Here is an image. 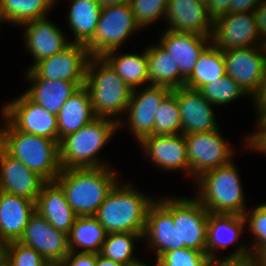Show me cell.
<instances>
[{
  "label": "cell",
  "mask_w": 266,
  "mask_h": 266,
  "mask_svg": "<svg viewBox=\"0 0 266 266\" xmlns=\"http://www.w3.org/2000/svg\"><path fill=\"white\" fill-rule=\"evenodd\" d=\"M3 21L2 15L0 14V23Z\"/></svg>",
  "instance_id": "9f6ffc18"
},
{
  "label": "cell",
  "mask_w": 266,
  "mask_h": 266,
  "mask_svg": "<svg viewBox=\"0 0 266 266\" xmlns=\"http://www.w3.org/2000/svg\"><path fill=\"white\" fill-rule=\"evenodd\" d=\"M198 91L213 105H224L246 95L243 89L227 74L202 86Z\"/></svg>",
  "instance_id": "d590c367"
},
{
  "label": "cell",
  "mask_w": 266,
  "mask_h": 266,
  "mask_svg": "<svg viewBox=\"0 0 266 266\" xmlns=\"http://www.w3.org/2000/svg\"><path fill=\"white\" fill-rule=\"evenodd\" d=\"M7 261L10 266H50L39 252L19 241L9 242Z\"/></svg>",
  "instance_id": "ab89813d"
},
{
  "label": "cell",
  "mask_w": 266,
  "mask_h": 266,
  "mask_svg": "<svg viewBox=\"0 0 266 266\" xmlns=\"http://www.w3.org/2000/svg\"><path fill=\"white\" fill-rule=\"evenodd\" d=\"M1 112L16 130L58 141L57 115L48 112L25 93L9 102Z\"/></svg>",
  "instance_id": "9c48e42d"
},
{
  "label": "cell",
  "mask_w": 266,
  "mask_h": 266,
  "mask_svg": "<svg viewBox=\"0 0 266 266\" xmlns=\"http://www.w3.org/2000/svg\"><path fill=\"white\" fill-rule=\"evenodd\" d=\"M95 118L97 117L92 108L89 91L82 86L67 99L57 114L58 142L91 123Z\"/></svg>",
  "instance_id": "484cf974"
},
{
  "label": "cell",
  "mask_w": 266,
  "mask_h": 266,
  "mask_svg": "<svg viewBox=\"0 0 266 266\" xmlns=\"http://www.w3.org/2000/svg\"><path fill=\"white\" fill-rule=\"evenodd\" d=\"M223 56L226 74L246 94L252 95L255 101L261 95L266 79L265 45L257 44L254 47L226 50L223 51Z\"/></svg>",
  "instance_id": "ba28073f"
},
{
  "label": "cell",
  "mask_w": 266,
  "mask_h": 266,
  "mask_svg": "<svg viewBox=\"0 0 266 266\" xmlns=\"http://www.w3.org/2000/svg\"><path fill=\"white\" fill-rule=\"evenodd\" d=\"M131 0H99L102 7L128 4Z\"/></svg>",
  "instance_id": "f907efd6"
},
{
  "label": "cell",
  "mask_w": 266,
  "mask_h": 266,
  "mask_svg": "<svg viewBox=\"0 0 266 266\" xmlns=\"http://www.w3.org/2000/svg\"><path fill=\"white\" fill-rule=\"evenodd\" d=\"M110 118H95L78 131L67 135L59 142V159L62 169L99 168L107 165L96 158L98 152L110 140L122 121Z\"/></svg>",
  "instance_id": "277c9868"
},
{
  "label": "cell",
  "mask_w": 266,
  "mask_h": 266,
  "mask_svg": "<svg viewBox=\"0 0 266 266\" xmlns=\"http://www.w3.org/2000/svg\"><path fill=\"white\" fill-rule=\"evenodd\" d=\"M257 22V29L259 32V36L263 38L261 39L262 44L266 43V1L262 0L259 6L254 10Z\"/></svg>",
  "instance_id": "f6af8a7d"
},
{
  "label": "cell",
  "mask_w": 266,
  "mask_h": 266,
  "mask_svg": "<svg viewBox=\"0 0 266 266\" xmlns=\"http://www.w3.org/2000/svg\"><path fill=\"white\" fill-rule=\"evenodd\" d=\"M143 238H147L157 257L165 252L179 249L178 228L172 218V199L155 201L147 212Z\"/></svg>",
  "instance_id": "9a60e30c"
},
{
  "label": "cell",
  "mask_w": 266,
  "mask_h": 266,
  "mask_svg": "<svg viewBox=\"0 0 266 266\" xmlns=\"http://www.w3.org/2000/svg\"><path fill=\"white\" fill-rule=\"evenodd\" d=\"M199 3H202V4H204V5H208V1L209 0H197Z\"/></svg>",
  "instance_id": "db71d44e"
},
{
  "label": "cell",
  "mask_w": 266,
  "mask_h": 266,
  "mask_svg": "<svg viewBox=\"0 0 266 266\" xmlns=\"http://www.w3.org/2000/svg\"><path fill=\"white\" fill-rule=\"evenodd\" d=\"M90 57L85 45L70 42L62 51L38 61L31 70L39 78L72 81L82 87L85 85Z\"/></svg>",
  "instance_id": "7c38bea8"
},
{
  "label": "cell",
  "mask_w": 266,
  "mask_h": 266,
  "mask_svg": "<svg viewBox=\"0 0 266 266\" xmlns=\"http://www.w3.org/2000/svg\"><path fill=\"white\" fill-rule=\"evenodd\" d=\"M146 50L149 86H165L171 90L184 87L185 79L177 63L161 45L150 46Z\"/></svg>",
  "instance_id": "83f0119b"
},
{
  "label": "cell",
  "mask_w": 266,
  "mask_h": 266,
  "mask_svg": "<svg viewBox=\"0 0 266 266\" xmlns=\"http://www.w3.org/2000/svg\"><path fill=\"white\" fill-rule=\"evenodd\" d=\"M142 91L138 94L136 89L132 90L127 108L129 128L138 139V143L144 137L154 134L156 110L172 90L165 86L151 85Z\"/></svg>",
  "instance_id": "2e32d148"
},
{
  "label": "cell",
  "mask_w": 266,
  "mask_h": 266,
  "mask_svg": "<svg viewBox=\"0 0 266 266\" xmlns=\"http://www.w3.org/2000/svg\"><path fill=\"white\" fill-rule=\"evenodd\" d=\"M179 106L182 133H202L218 129L210 103L198 90L179 87L171 91Z\"/></svg>",
  "instance_id": "e0dca14e"
},
{
  "label": "cell",
  "mask_w": 266,
  "mask_h": 266,
  "mask_svg": "<svg viewBox=\"0 0 266 266\" xmlns=\"http://www.w3.org/2000/svg\"><path fill=\"white\" fill-rule=\"evenodd\" d=\"M155 165L167 170L186 169L190 175L186 138L183 133L174 135H150L139 142Z\"/></svg>",
  "instance_id": "ffe728a7"
},
{
  "label": "cell",
  "mask_w": 266,
  "mask_h": 266,
  "mask_svg": "<svg viewBox=\"0 0 266 266\" xmlns=\"http://www.w3.org/2000/svg\"><path fill=\"white\" fill-rule=\"evenodd\" d=\"M255 105L259 113L257 131H266V102H256Z\"/></svg>",
  "instance_id": "7dc6e473"
},
{
  "label": "cell",
  "mask_w": 266,
  "mask_h": 266,
  "mask_svg": "<svg viewBox=\"0 0 266 266\" xmlns=\"http://www.w3.org/2000/svg\"><path fill=\"white\" fill-rule=\"evenodd\" d=\"M139 238H143L140 233H108L99 254L115 262L130 266L139 261L132 254L134 252L133 241Z\"/></svg>",
  "instance_id": "836d02e7"
},
{
  "label": "cell",
  "mask_w": 266,
  "mask_h": 266,
  "mask_svg": "<svg viewBox=\"0 0 266 266\" xmlns=\"http://www.w3.org/2000/svg\"><path fill=\"white\" fill-rule=\"evenodd\" d=\"M8 244V241L0 238V264L7 260Z\"/></svg>",
  "instance_id": "681fc988"
},
{
  "label": "cell",
  "mask_w": 266,
  "mask_h": 266,
  "mask_svg": "<svg viewBox=\"0 0 266 266\" xmlns=\"http://www.w3.org/2000/svg\"><path fill=\"white\" fill-rule=\"evenodd\" d=\"M209 260L206 252L187 248L165 252L156 259L159 266H208Z\"/></svg>",
  "instance_id": "8d00e7d4"
},
{
  "label": "cell",
  "mask_w": 266,
  "mask_h": 266,
  "mask_svg": "<svg viewBox=\"0 0 266 266\" xmlns=\"http://www.w3.org/2000/svg\"><path fill=\"white\" fill-rule=\"evenodd\" d=\"M26 78L34 83L32 88L27 90L25 94L32 101L54 115L59 113L67 99L80 88L72 81L39 78L30 68L27 71Z\"/></svg>",
  "instance_id": "d4e9b609"
},
{
  "label": "cell",
  "mask_w": 266,
  "mask_h": 266,
  "mask_svg": "<svg viewBox=\"0 0 266 266\" xmlns=\"http://www.w3.org/2000/svg\"><path fill=\"white\" fill-rule=\"evenodd\" d=\"M96 266H126V265L105 258L104 256L98 253L96 254Z\"/></svg>",
  "instance_id": "c3c4849f"
},
{
  "label": "cell",
  "mask_w": 266,
  "mask_h": 266,
  "mask_svg": "<svg viewBox=\"0 0 266 266\" xmlns=\"http://www.w3.org/2000/svg\"><path fill=\"white\" fill-rule=\"evenodd\" d=\"M232 161L224 166L203 172L198 181L196 198L210 213L245 214L241 181Z\"/></svg>",
  "instance_id": "8992f818"
},
{
  "label": "cell",
  "mask_w": 266,
  "mask_h": 266,
  "mask_svg": "<svg viewBox=\"0 0 266 266\" xmlns=\"http://www.w3.org/2000/svg\"><path fill=\"white\" fill-rule=\"evenodd\" d=\"M55 0H0V14L4 21L23 25L47 17Z\"/></svg>",
  "instance_id": "d6a6232c"
},
{
  "label": "cell",
  "mask_w": 266,
  "mask_h": 266,
  "mask_svg": "<svg viewBox=\"0 0 266 266\" xmlns=\"http://www.w3.org/2000/svg\"><path fill=\"white\" fill-rule=\"evenodd\" d=\"M18 241L34 248L50 265H58L70 253L68 234L55 229L36 211Z\"/></svg>",
  "instance_id": "5bb4252c"
},
{
  "label": "cell",
  "mask_w": 266,
  "mask_h": 266,
  "mask_svg": "<svg viewBox=\"0 0 266 266\" xmlns=\"http://www.w3.org/2000/svg\"><path fill=\"white\" fill-rule=\"evenodd\" d=\"M219 129L186 134L190 174L199 177L203 172L227 165L233 150L219 134Z\"/></svg>",
  "instance_id": "30bf717a"
},
{
  "label": "cell",
  "mask_w": 266,
  "mask_h": 266,
  "mask_svg": "<svg viewBox=\"0 0 266 266\" xmlns=\"http://www.w3.org/2000/svg\"><path fill=\"white\" fill-rule=\"evenodd\" d=\"M109 192L95 217L107 233L133 232L144 235L147 212L154 202L130 185L119 186Z\"/></svg>",
  "instance_id": "3957f363"
},
{
  "label": "cell",
  "mask_w": 266,
  "mask_h": 266,
  "mask_svg": "<svg viewBox=\"0 0 266 266\" xmlns=\"http://www.w3.org/2000/svg\"><path fill=\"white\" fill-rule=\"evenodd\" d=\"M208 213L196 198H172V218L178 228L179 249L206 252Z\"/></svg>",
  "instance_id": "8fae6325"
},
{
  "label": "cell",
  "mask_w": 266,
  "mask_h": 266,
  "mask_svg": "<svg viewBox=\"0 0 266 266\" xmlns=\"http://www.w3.org/2000/svg\"><path fill=\"white\" fill-rule=\"evenodd\" d=\"M130 3L102 7L95 36L86 46L91 57H102L118 49L133 31L139 29Z\"/></svg>",
  "instance_id": "52a82bcc"
},
{
  "label": "cell",
  "mask_w": 266,
  "mask_h": 266,
  "mask_svg": "<svg viewBox=\"0 0 266 266\" xmlns=\"http://www.w3.org/2000/svg\"><path fill=\"white\" fill-rule=\"evenodd\" d=\"M46 181L0 146V190L36 201Z\"/></svg>",
  "instance_id": "ac0fdd59"
},
{
  "label": "cell",
  "mask_w": 266,
  "mask_h": 266,
  "mask_svg": "<svg viewBox=\"0 0 266 266\" xmlns=\"http://www.w3.org/2000/svg\"><path fill=\"white\" fill-rule=\"evenodd\" d=\"M257 132V133H256ZM254 131L255 134L247 138L248 146L254 150L266 152V131Z\"/></svg>",
  "instance_id": "bcb514c9"
},
{
  "label": "cell",
  "mask_w": 266,
  "mask_h": 266,
  "mask_svg": "<svg viewBox=\"0 0 266 266\" xmlns=\"http://www.w3.org/2000/svg\"><path fill=\"white\" fill-rule=\"evenodd\" d=\"M107 234L95 216L76 217L68 233L70 252H75L76 246H80L83 248L80 252L98 254Z\"/></svg>",
  "instance_id": "4dcf8cb0"
},
{
  "label": "cell",
  "mask_w": 266,
  "mask_h": 266,
  "mask_svg": "<svg viewBox=\"0 0 266 266\" xmlns=\"http://www.w3.org/2000/svg\"><path fill=\"white\" fill-rule=\"evenodd\" d=\"M182 133V124L176 96L170 92L155 113L154 135Z\"/></svg>",
  "instance_id": "e575fe53"
},
{
  "label": "cell",
  "mask_w": 266,
  "mask_h": 266,
  "mask_svg": "<svg viewBox=\"0 0 266 266\" xmlns=\"http://www.w3.org/2000/svg\"><path fill=\"white\" fill-rule=\"evenodd\" d=\"M262 0H231L229 14L254 12Z\"/></svg>",
  "instance_id": "ee69618b"
},
{
  "label": "cell",
  "mask_w": 266,
  "mask_h": 266,
  "mask_svg": "<svg viewBox=\"0 0 266 266\" xmlns=\"http://www.w3.org/2000/svg\"><path fill=\"white\" fill-rule=\"evenodd\" d=\"M116 49L106 52L102 57L125 81L131 90L149 81L147 50L143 54L115 55ZM115 55V56H114Z\"/></svg>",
  "instance_id": "1f68e13d"
},
{
  "label": "cell",
  "mask_w": 266,
  "mask_h": 266,
  "mask_svg": "<svg viewBox=\"0 0 266 266\" xmlns=\"http://www.w3.org/2000/svg\"><path fill=\"white\" fill-rule=\"evenodd\" d=\"M208 266H262V261L259 257L251 254L250 249H246L243 245L224 260L210 259Z\"/></svg>",
  "instance_id": "60d3db41"
},
{
  "label": "cell",
  "mask_w": 266,
  "mask_h": 266,
  "mask_svg": "<svg viewBox=\"0 0 266 266\" xmlns=\"http://www.w3.org/2000/svg\"><path fill=\"white\" fill-rule=\"evenodd\" d=\"M258 38L254 12L226 14L213 21L211 43L223 51L255 46Z\"/></svg>",
  "instance_id": "4fadbf2b"
},
{
  "label": "cell",
  "mask_w": 266,
  "mask_h": 266,
  "mask_svg": "<svg viewBox=\"0 0 266 266\" xmlns=\"http://www.w3.org/2000/svg\"><path fill=\"white\" fill-rule=\"evenodd\" d=\"M46 17L29 21L25 25L24 39L26 47L35 59V63L65 49L70 43L64 33Z\"/></svg>",
  "instance_id": "7402d4cb"
},
{
  "label": "cell",
  "mask_w": 266,
  "mask_h": 266,
  "mask_svg": "<svg viewBox=\"0 0 266 266\" xmlns=\"http://www.w3.org/2000/svg\"><path fill=\"white\" fill-rule=\"evenodd\" d=\"M35 211L55 229L68 234L76 214L67 202L63 189L55 182H46L35 201Z\"/></svg>",
  "instance_id": "603a6c76"
},
{
  "label": "cell",
  "mask_w": 266,
  "mask_h": 266,
  "mask_svg": "<svg viewBox=\"0 0 266 266\" xmlns=\"http://www.w3.org/2000/svg\"><path fill=\"white\" fill-rule=\"evenodd\" d=\"M247 223L244 215L208 213L206 254L214 259V250L235 243ZM213 250V251H212Z\"/></svg>",
  "instance_id": "4316f807"
},
{
  "label": "cell",
  "mask_w": 266,
  "mask_h": 266,
  "mask_svg": "<svg viewBox=\"0 0 266 266\" xmlns=\"http://www.w3.org/2000/svg\"><path fill=\"white\" fill-rule=\"evenodd\" d=\"M165 17L173 32L212 35L213 19L207 6L197 0H168Z\"/></svg>",
  "instance_id": "d6986e66"
},
{
  "label": "cell",
  "mask_w": 266,
  "mask_h": 266,
  "mask_svg": "<svg viewBox=\"0 0 266 266\" xmlns=\"http://www.w3.org/2000/svg\"><path fill=\"white\" fill-rule=\"evenodd\" d=\"M247 212L244 214V218L249 224L250 230L255 236V243L253 247H248L251 254L261 257L266 252V203L258 205L253 209L252 213Z\"/></svg>",
  "instance_id": "74e56055"
},
{
  "label": "cell",
  "mask_w": 266,
  "mask_h": 266,
  "mask_svg": "<svg viewBox=\"0 0 266 266\" xmlns=\"http://www.w3.org/2000/svg\"><path fill=\"white\" fill-rule=\"evenodd\" d=\"M0 266H10L9 262L6 260L4 263H1Z\"/></svg>",
  "instance_id": "11a10c76"
},
{
  "label": "cell",
  "mask_w": 266,
  "mask_h": 266,
  "mask_svg": "<svg viewBox=\"0 0 266 266\" xmlns=\"http://www.w3.org/2000/svg\"><path fill=\"white\" fill-rule=\"evenodd\" d=\"M163 34L160 45L173 57L181 76L186 80L192 74L200 55L209 46L207 43H211V37L168 29Z\"/></svg>",
  "instance_id": "44dd1931"
},
{
  "label": "cell",
  "mask_w": 266,
  "mask_h": 266,
  "mask_svg": "<svg viewBox=\"0 0 266 266\" xmlns=\"http://www.w3.org/2000/svg\"><path fill=\"white\" fill-rule=\"evenodd\" d=\"M226 75L223 50L212 43L200 55L192 74L185 80L184 87L199 90Z\"/></svg>",
  "instance_id": "f546056e"
},
{
  "label": "cell",
  "mask_w": 266,
  "mask_h": 266,
  "mask_svg": "<svg viewBox=\"0 0 266 266\" xmlns=\"http://www.w3.org/2000/svg\"><path fill=\"white\" fill-rule=\"evenodd\" d=\"M102 5L99 0H72L69 25L76 44L87 46L94 38Z\"/></svg>",
  "instance_id": "f1b7e54d"
},
{
  "label": "cell",
  "mask_w": 266,
  "mask_h": 266,
  "mask_svg": "<svg viewBox=\"0 0 266 266\" xmlns=\"http://www.w3.org/2000/svg\"><path fill=\"white\" fill-rule=\"evenodd\" d=\"M255 102H266V79H265L263 91L261 95L255 100Z\"/></svg>",
  "instance_id": "816d5d0a"
},
{
  "label": "cell",
  "mask_w": 266,
  "mask_h": 266,
  "mask_svg": "<svg viewBox=\"0 0 266 266\" xmlns=\"http://www.w3.org/2000/svg\"><path fill=\"white\" fill-rule=\"evenodd\" d=\"M130 266H148V265H146L145 263H142V262L138 261L137 263H134V264H132ZM156 266H159V264H158L157 261H156Z\"/></svg>",
  "instance_id": "f5cc1de1"
},
{
  "label": "cell",
  "mask_w": 266,
  "mask_h": 266,
  "mask_svg": "<svg viewBox=\"0 0 266 266\" xmlns=\"http://www.w3.org/2000/svg\"><path fill=\"white\" fill-rule=\"evenodd\" d=\"M34 213V201L0 190V238L18 241Z\"/></svg>",
  "instance_id": "cb8c5ba5"
},
{
  "label": "cell",
  "mask_w": 266,
  "mask_h": 266,
  "mask_svg": "<svg viewBox=\"0 0 266 266\" xmlns=\"http://www.w3.org/2000/svg\"><path fill=\"white\" fill-rule=\"evenodd\" d=\"M0 129V146L46 182L56 180L61 171L59 142L16 130L8 121Z\"/></svg>",
  "instance_id": "7a4b0ae2"
},
{
  "label": "cell",
  "mask_w": 266,
  "mask_h": 266,
  "mask_svg": "<svg viewBox=\"0 0 266 266\" xmlns=\"http://www.w3.org/2000/svg\"><path fill=\"white\" fill-rule=\"evenodd\" d=\"M84 86L96 117L111 118L127 110L132 90L103 57L89 58Z\"/></svg>",
  "instance_id": "5b68a950"
},
{
  "label": "cell",
  "mask_w": 266,
  "mask_h": 266,
  "mask_svg": "<svg viewBox=\"0 0 266 266\" xmlns=\"http://www.w3.org/2000/svg\"><path fill=\"white\" fill-rule=\"evenodd\" d=\"M58 266H96V253L70 252Z\"/></svg>",
  "instance_id": "b9f144b4"
},
{
  "label": "cell",
  "mask_w": 266,
  "mask_h": 266,
  "mask_svg": "<svg viewBox=\"0 0 266 266\" xmlns=\"http://www.w3.org/2000/svg\"><path fill=\"white\" fill-rule=\"evenodd\" d=\"M55 182L63 189L77 217L95 216L118 183L116 174L109 166L61 169Z\"/></svg>",
  "instance_id": "6da1fadb"
},
{
  "label": "cell",
  "mask_w": 266,
  "mask_h": 266,
  "mask_svg": "<svg viewBox=\"0 0 266 266\" xmlns=\"http://www.w3.org/2000/svg\"><path fill=\"white\" fill-rule=\"evenodd\" d=\"M231 0H209L207 11L213 21L220 16L229 14Z\"/></svg>",
  "instance_id": "7bdbcfd3"
},
{
  "label": "cell",
  "mask_w": 266,
  "mask_h": 266,
  "mask_svg": "<svg viewBox=\"0 0 266 266\" xmlns=\"http://www.w3.org/2000/svg\"><path fill=\"white\" fill-rule=\"evenodd\" d=\"M168 0H131L130 5L137 24L142 28L165 17Z\"/></svg>",
  "instance_id": "f35d334b"
}]
</instances>
